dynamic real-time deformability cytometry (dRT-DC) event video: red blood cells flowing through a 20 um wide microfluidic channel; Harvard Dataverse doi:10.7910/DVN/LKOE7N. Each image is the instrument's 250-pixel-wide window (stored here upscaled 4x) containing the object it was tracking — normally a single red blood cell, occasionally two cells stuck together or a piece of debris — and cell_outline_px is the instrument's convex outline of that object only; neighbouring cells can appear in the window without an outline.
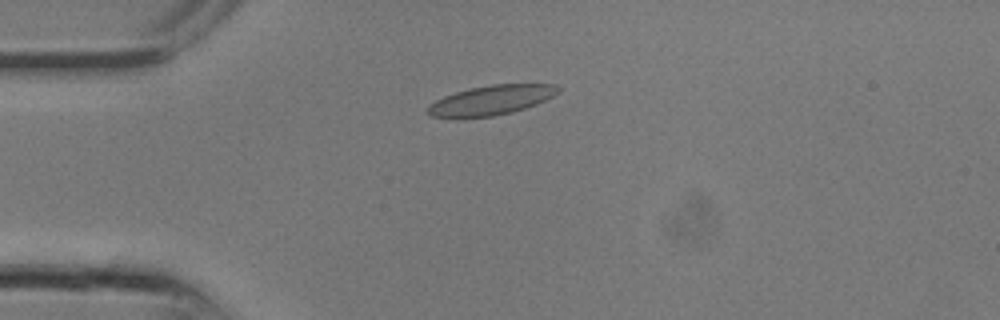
{"species": "common noctule bat (a hibernating species)", "species_latin": "Nyctalus noctula", "temperature_condition": "room temperature", "stored_images_in_passage": 6, "camera_frame_rate_fps": 3000, "um_per_image_px": 0.085, "animal": {"sex": "male", "body_mass_g": 13.3}, "frame": {"image": 1, "passage_image": 3, "time_ms": 0.667, "image_size_px": [1000, 320], "cell_outline_px": [[560, 88], [552, 96], [536, 104], [512, 112], [492, 116], [432, 116], [424, 112], [428, 104], [444, 96], [468, 88], [492, 84], [556, 84]], "centroid_in_image_um": [41.72, 8.49], "position_along_channel_um": 43.3, "area_um2": 22.08}}
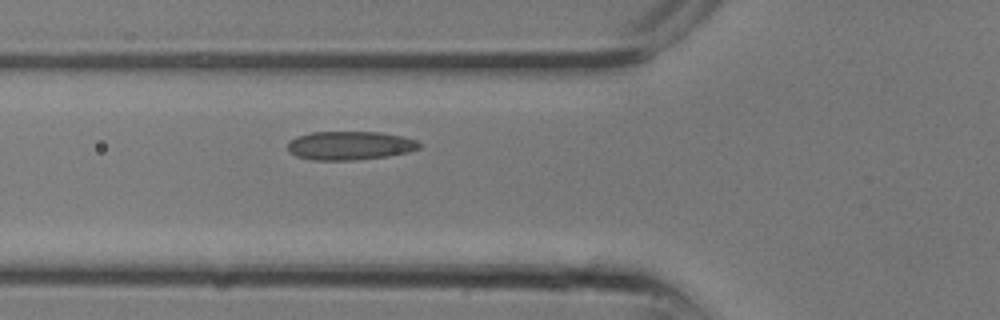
{"frame": {"image": 2, "passage_image": 6, "time_ms": 1.667, "image_size_px": [1000, 320], "cell_outline_px": [[420, 148], [408, 152], [388, 156], [356, 160], [312, 160], [296, 156], [288, 152], [288, 144], [296, 136], [312, 132], [380, 132], [404, 136], [416, 140], [420, 144]], "centroid_in_image_um": [29.74, 12.37], "position_along_channel_um": 96.1, "area_um2": 22.08}}